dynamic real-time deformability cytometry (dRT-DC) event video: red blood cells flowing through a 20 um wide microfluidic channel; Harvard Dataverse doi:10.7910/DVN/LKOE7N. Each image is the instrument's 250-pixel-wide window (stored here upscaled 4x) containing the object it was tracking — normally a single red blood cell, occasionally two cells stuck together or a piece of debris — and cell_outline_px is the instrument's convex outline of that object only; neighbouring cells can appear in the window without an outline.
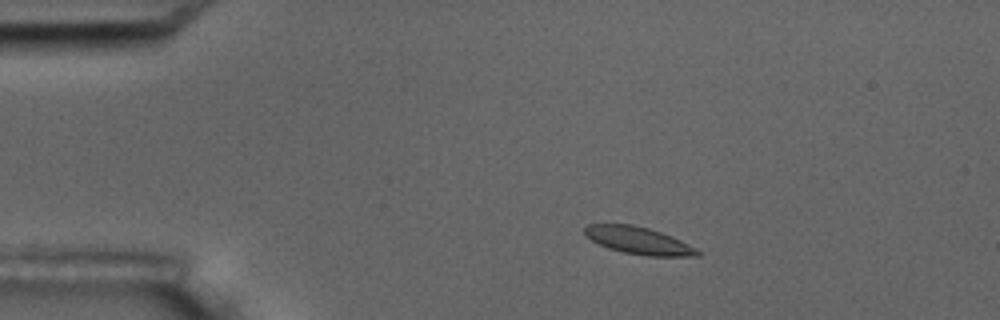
{"species": "common noctule bat (a hibernating species)", "species_latin": "Nyctalus noctula", "temperature_condition": "room temperature", "stored_images_in_passage": 6, "camera_frame_rate_fps": 3000, "um_per_image_px": 0.085, "animal": {"sex": "male", "body_mass_g": 17.5, "forearm_length_mm": 52.3}, "frame": {"image": 1, "passage_image": 3, "time_ms": 2.333, "image_size_px": [1000, 320], "cell_outline_px": [[700, 256], [648, 256], [624, 252], [608, 248], [592, 240], [584, 232], [584, 228], [588, 224], [632, 224], [648, 228], [672, 236], [680, 240], [700, 252]], "centroid_in_image_um": [54.26, 20.44], "position_along_channel_um": 30.7, "area_um2": 17.57}}
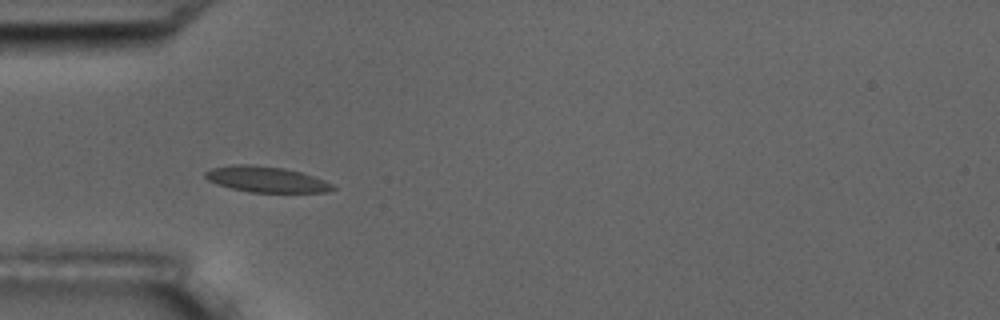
{"frame": {"image": 2, "passage_image": 5, "time_ms": 4.667, "image_size_px": [1000, 320], "cell_outline_px": [[336, 188], [328, 192], [248, 192], [216, 184], [208, 180], [204, 176], [204, 172], [212, 168], [232, 164], [248, 164], [284, 168], [300, 172], [324, 180], [332, 184]], "centroid_in_image_um": [22.6, 15.24], "position_along_channel_um": 62.4, "area_um2": 19.07}}